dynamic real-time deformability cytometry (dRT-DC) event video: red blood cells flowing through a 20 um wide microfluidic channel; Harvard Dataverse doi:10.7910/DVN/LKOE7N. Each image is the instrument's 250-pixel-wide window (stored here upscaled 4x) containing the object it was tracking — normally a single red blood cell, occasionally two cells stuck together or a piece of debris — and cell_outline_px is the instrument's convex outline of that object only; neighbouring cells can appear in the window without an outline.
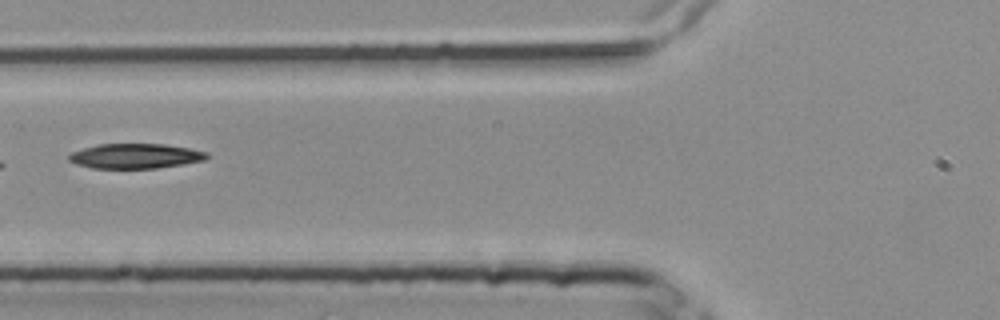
{"species": "common noctule bat (a hibernating species)", "species_latin": "Nyctalus noctula", "temperature_condition": "room temperature", "stored_images_in_passage": 4, "camera_frame_rate_fps": 3000, "um_per_image_px": 0.085, "animal": {"sex": "female", "body_mass_g": 25.1}, "frame": {"image": 1, "passage_image": 4, "time_ms": 1.0, "image_size_px": [1000, 320], "cell_outline_px": [[208, 156], [204, 160], [156, 168], [92, 168], [76, 164], [68, 160], [68, 156], [72, 152], [96, 144], [164, 144], [188, 148], [208, 152]], "centroid_in_image_um": [11.47, 13.26], "position_along_channel_um": 114.3, "area_um2": 19.83}}